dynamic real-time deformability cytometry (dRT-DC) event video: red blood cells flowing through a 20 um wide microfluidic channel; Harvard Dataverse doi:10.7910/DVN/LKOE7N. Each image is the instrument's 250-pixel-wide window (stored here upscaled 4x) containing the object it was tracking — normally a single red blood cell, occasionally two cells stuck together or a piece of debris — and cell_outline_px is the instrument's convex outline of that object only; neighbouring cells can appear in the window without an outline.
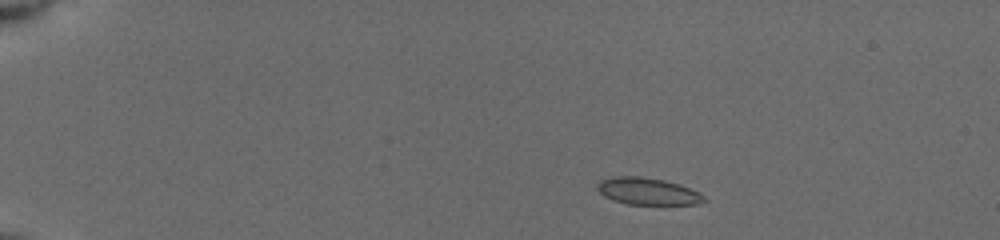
{"species": "common noctule bat (a hibernating species)", "species_latin": "Nyctalus noctula", "temperature_condition": "cold", "stored_images_in_passage": 47, "camera_frame_rate_fps": 3000, "um_per_image_px": 0.085, "animal": {"sex": "female", "body_mass_g": 19.5, "forearm_length_mm": 54.1}, "frame": {"image": 1, "passage_image": 4, "time_ms": 1.0, "image_size_px": [1000, 240], "cell_outline_px": [[708, 200], [700, 204], [628, 204], [612, 200], [604, 196], [596, 188], [596, 184], [600, 180], [616, 176], [640, 176], [664, 180], [680, 184], [700, 192]], "centroid_in_image_um": [55.07, 16.26], "position_along_channel_um": 29.9, "area_um2": 16.94}}
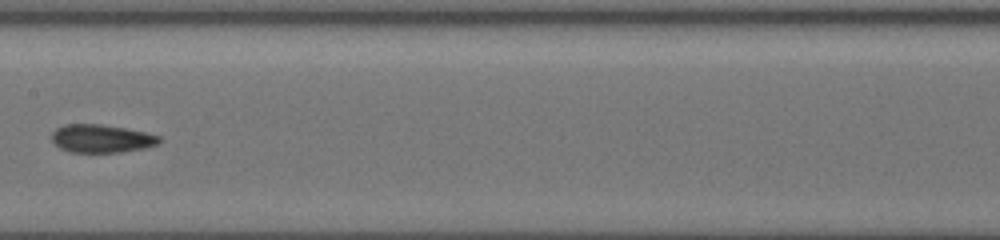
{"frame": {"image": 2, "passage_image": 23, "time_ms": 7.667, "image_size_px": [1000, 240], "cell_outline_px": [[160, 144], [144, 148], [120, 152], [68, 152], [60, 148], [52, 140], [52, 132], [56, 128], [64, 124], [100, 124], [124, 128], [144, 132], [160, 136]], "centroid_in_image_um": [8.61, 11.78], "position_along_channel_um": 198.8, "area_um2": 17.57}}
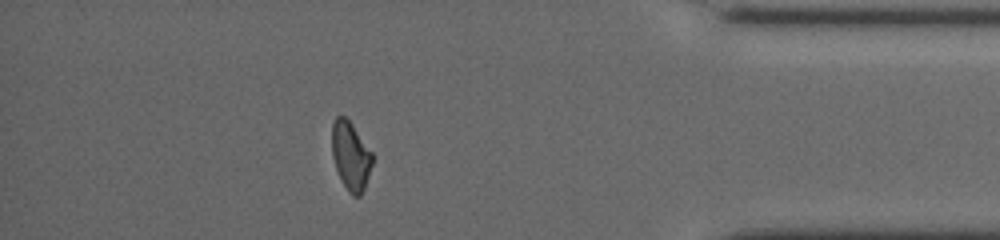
{"frame": {"image": 3, "passage_image": 41, "time_ms": 13.667, "image_size_px": [1000, 240], "cell_outline_px": [[372, 164], [364, 188], [360, 196], [352, 196], [348, 192], [336, 168], [332, 156], [332, 124], [336, 116], [344, 116], [352, 124], [372, 152]], "centroid_in_image_um": [29.8, 13.24], "position_along_channel_um": 405.4, "area_um2": 15.9}, "authors_computed_cell_mechanics": {"area_um2": 16.9354, "velocity_mm_per_s": 3.9343, "shape_relaxation_time_tau1_ms": 6.2639, "shape_relaxation_time_tau2_ms": 4.6975, "deformation_change_tau1": 0.1275, "deformation_change_tau2": 0.1068}}